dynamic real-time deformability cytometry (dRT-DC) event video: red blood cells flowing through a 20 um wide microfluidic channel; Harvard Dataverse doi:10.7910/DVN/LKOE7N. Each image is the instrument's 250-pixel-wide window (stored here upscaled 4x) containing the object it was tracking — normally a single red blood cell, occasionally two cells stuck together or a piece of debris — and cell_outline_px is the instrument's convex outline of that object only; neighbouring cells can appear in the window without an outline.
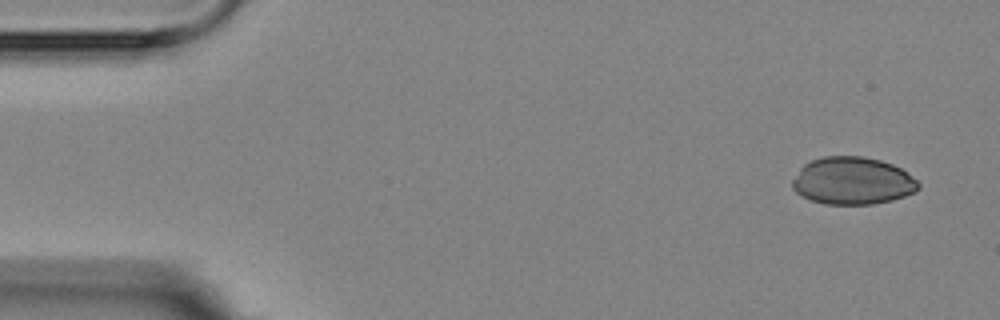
{"species": "Egyptian fruit bat (a non-hibernating species)", "species_latin": "Rousettus aegyptiacus", "temperature_condition": "room temperature", "stored_images_in_passage": 6, "camera_frame_rate_fps": 3000, "um_per_image_px": 0.085, "animal": {"sex": "female"}, "frame": {"image": 1, "passage_image": 1, "time_ms": 0.0, "image_size_px": [1000, 320], "cell_outline_px": [[920, 188], [916, 192], [892, 200], [872, 204], [824, 204], [812, 200], [796, 192], [792, 188], [792, 180], [800, 168], [804, 164], [812, 160], [824, 156], [864, 156], [880, 160], [892, 164], [900, 168], [916, 180], [920, 184]], "centroid_in_image_um": [72.47, 15.37], "position_along_channel_um": 12.5, "area_um2": 34.8}}
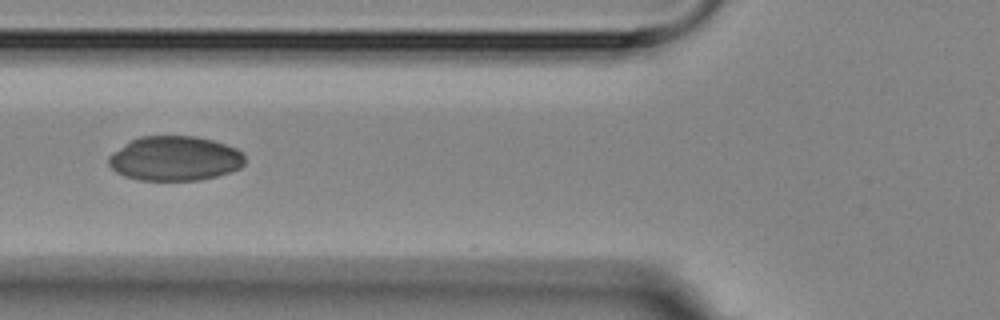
{"frame": {"image": 2, "passage_image": 5, "time_ms": 5.667, "image_size_px": [1000, 320], "cell_outline_px": [[244, 164], [240, 168], [216, 176], [200, 180], [140, 180], [124, 176], [116, 172], [108, 164], [108, 156], [112, 152], [124, 144], [140, 136], [196, 136], [212, 140], [236, 148], [244, 152]], "centroid_in_image_um": [14.85, 13.47], "position_along_channel_um": 111.0, "area_um2": 35.49}}
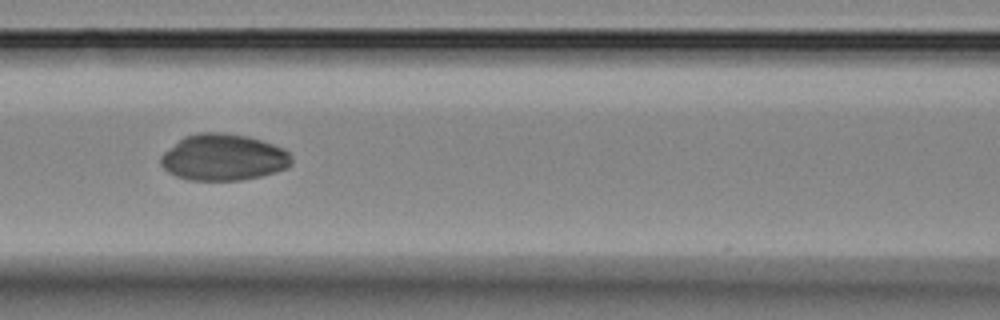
{"frame": {"image": 3, "passage_image": 6, "time_ms": 6.667, "image_size_px": [1000, 320], "cell_outline_px": [[292, 164], [288, 168], [276, 172], [260, 176], [240, 180], [188, 180], [176, 176], [168, 172], [160, 164], [160, 156], [164, 152], [184, 136], [200, 132], [224, 132], [248, 136], [284, 148], [292, 156]], "centroid_in_image_um": [19.0, 13.37], "position_along_channel_um": 147.6, "area_um2": 35.6}}